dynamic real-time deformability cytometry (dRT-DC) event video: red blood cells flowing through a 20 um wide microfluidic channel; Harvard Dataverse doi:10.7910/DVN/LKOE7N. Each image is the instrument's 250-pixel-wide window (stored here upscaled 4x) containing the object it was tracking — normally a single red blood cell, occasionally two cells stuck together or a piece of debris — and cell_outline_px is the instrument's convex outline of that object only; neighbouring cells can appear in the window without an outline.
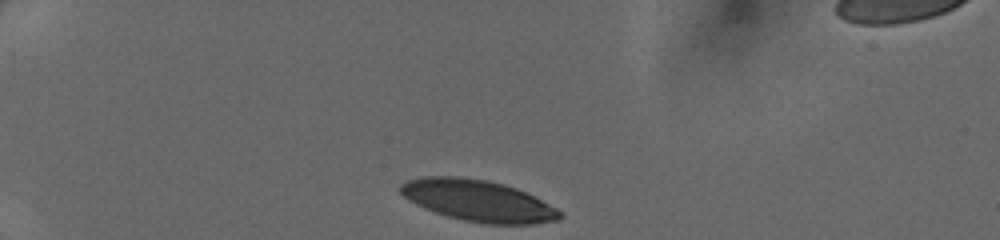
{"species": "human", "species_latin": "Homo sapiens", "temperature_condition": "cold", "stored_images_in_passage": 10, "camera_frame_rate_fps": 3000, "um_per_image_px": 0.085, "donor": {"sex": "female"}, "frame": {"image": 1, "passage_image": 1, "time_ms": 0.0, "image_size_px": [1000, 240], "cell_outline_px": [[564, 216], [560, 220], [532, 224], [488, 224], [464, 220], [448, 216], [424, 208], [408, 200], [400, 192], [400, 184], [408, 180], [424, 176], [456, 176], [484, 180], [504, 184], [516, 188], [556, 208]], "centroid_in_image_um": [40.62, 17.06], "position_along_channel_um": 44.4, "area_um2": 38.09}}
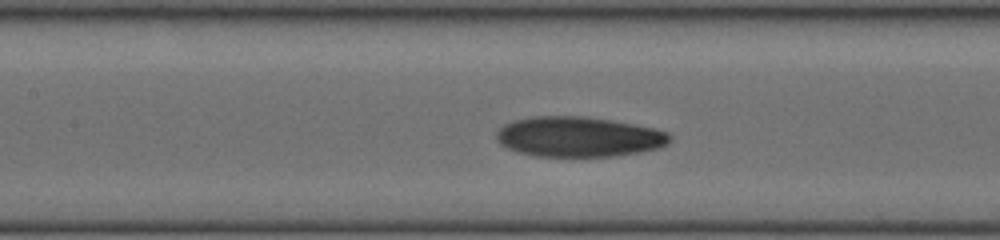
{"frame": {"image": 2, "passage_image": 6, "time_ms": 1.667, "image_size_px": [1000, 240], "cell_outline_px": [[672, 140], [668, 144], [660, 148], [640, 152], [612, 156], [536, 156], [516, 152], [500, 144], [496, 140], [496, 132], [504, 124], [512, 120], [532, 116], [580, 116], [608, 120], [632, 124], [652, 128], [668, 132], [672, 136]], "centroid_in_image_um": [49.16, 11.63], "position_along_channel_um": 158.2, "area_um2": 40.63}}
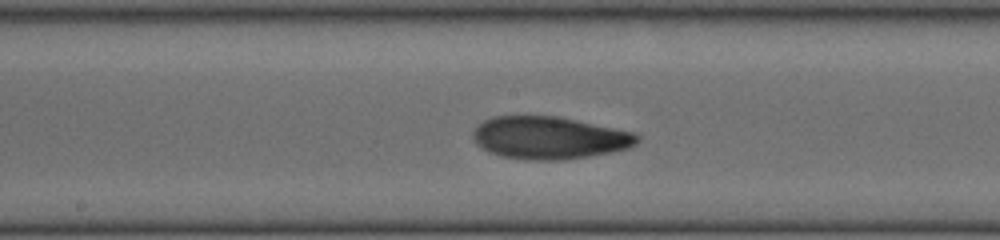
{"frame": {"image": 3, "passage_image": 9, "time_ms": 2.667, "image_size_px": [1000, 240], "cell_outline_px": [[640, 140], [636, 144], [628, 148], [612, 152], [564, 160], [528, 160], [500, 156], [488, 152], [480, 148], [472, 140], [472, 132], [484, 120], [492, 116], [560, 116], [636, 132], [640, 136]], "centroid_in_image_um": [46.7, 11.71], "position_along_channel_um": 201.5, "area_um2": 41.21}}